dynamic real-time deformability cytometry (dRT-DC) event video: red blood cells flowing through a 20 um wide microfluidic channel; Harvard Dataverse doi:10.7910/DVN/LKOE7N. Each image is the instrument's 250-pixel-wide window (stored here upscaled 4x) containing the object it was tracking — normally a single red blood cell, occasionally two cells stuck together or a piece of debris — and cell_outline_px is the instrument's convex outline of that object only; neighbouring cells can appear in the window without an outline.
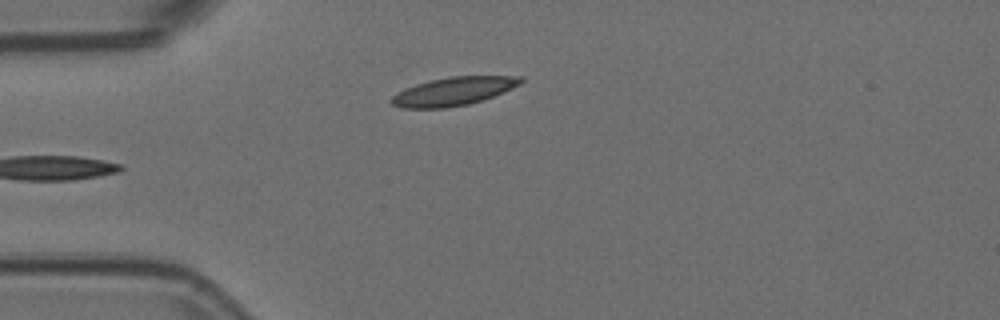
{"species": "Egyptian fruit bat (a non-hibernating species)", "species_latin": "Rousettus aegyptiacus", "temperature_condition": "room temperature", "stored_images_in_passage": 5, "camera_frame_rate_fps": 3000, "um_per_image_px": 0.085, "animal": {"sex": "female"}, "frame": {"image": 1, "passage_image": 5, "time_ms": 1.333, "image_size_px": [1000, 320], "cell_outline_px": [[524, 80], [520, 84], [512, 88], [484, 100], [468, 104], [444, 108], [400, 108], [392, 104], [388, 100], [392, 96], [404, 88], [416, 84], [432, 80], [452, 76], [524, 76]], "centroid_in_image_um": [38.53, 7.76], "position_along_channel_um": 46.5, "area_um2": 21.39}}